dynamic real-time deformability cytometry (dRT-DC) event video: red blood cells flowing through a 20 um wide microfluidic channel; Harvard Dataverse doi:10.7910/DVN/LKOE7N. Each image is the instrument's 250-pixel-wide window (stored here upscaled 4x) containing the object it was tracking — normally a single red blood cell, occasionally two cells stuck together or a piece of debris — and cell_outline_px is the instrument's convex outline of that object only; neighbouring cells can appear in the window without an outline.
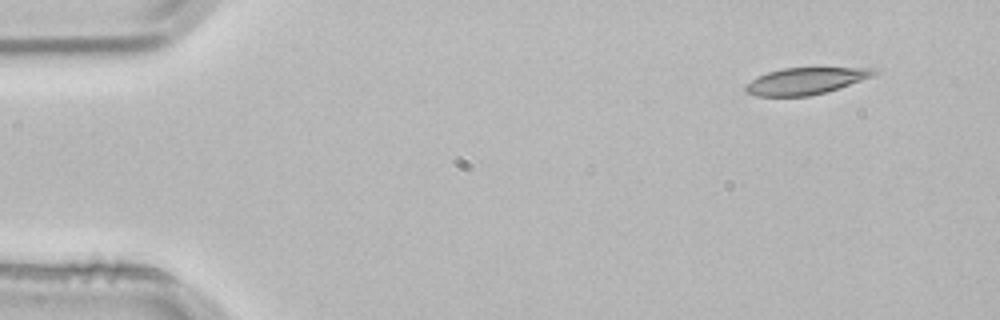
{"species": "common noctule bat (a hibernating species)", "species_latin": "Nyctalus noctula", "temperature_condition": "room temperature", "stored_images_in_passage": 3, "camera_frame_rate_fps": 3000, "um_per_image_px": 0.085, "animal": {"sex": "male", "body_mass_g": 21.5, "forearm_length_mm": 52.0}, "frame": {"image": 1, "passage_image": 1, "time_ms": 0.0, "image_size_px": [1000, 320], "cell_outline_px": [[880, 72], [872, 76], [840, 88], [808, 96], [756, 96], [744, 92], [744, 84], [768, 72], [784, 68], [880, 68]], "centroid_in_image_um": [68.48, 6.88], "position_along_channel_um": 16.5, "area_um2": 19.94}}